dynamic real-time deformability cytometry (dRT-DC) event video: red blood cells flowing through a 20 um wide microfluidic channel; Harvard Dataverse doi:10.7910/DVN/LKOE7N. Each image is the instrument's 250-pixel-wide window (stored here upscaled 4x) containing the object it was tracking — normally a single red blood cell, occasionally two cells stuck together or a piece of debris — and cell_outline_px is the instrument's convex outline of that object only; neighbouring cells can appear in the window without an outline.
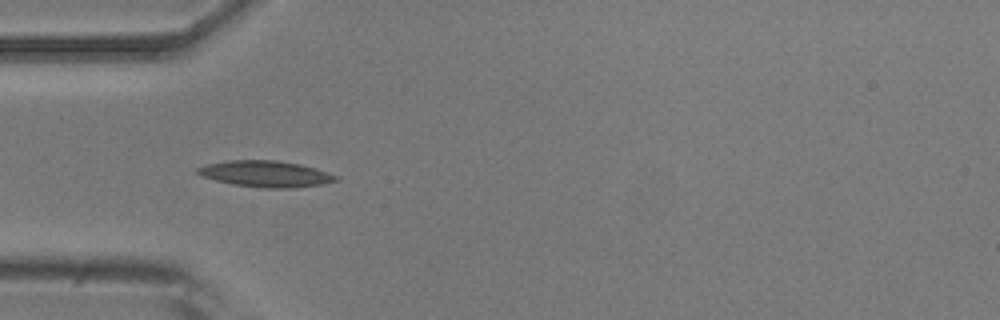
{"species": "common noctule bat (a hibernating species)", "species_latin": "Nyctalus noctula", "temperature_condition": "room temperature", "stored_images_in_passage": 4, "camera_frame_rate_fps": 3000, "um_per_image_px": 0.085, "animal": {"sex": "male", "body_mass_g": 20.5, "forearm_length_mm": 52.5}, "frame": {"image": 1, "passage_image": 3, "time_ms": 0.667, "image_size_px": [1000, 320], "cell_outline_px": [[336, 180], [320, 184], [292, 188], [260, 188], [232, 184], [216, 180], [204, 176], [196, 172], [196, 168], [208, 164], [228, 160], [276, 160], [300, 164], [336, 176]], "centroid_in_image_um": [22.51, 14.78], "position_along_channel_um": 62.5, "area_um2": 20.69}}
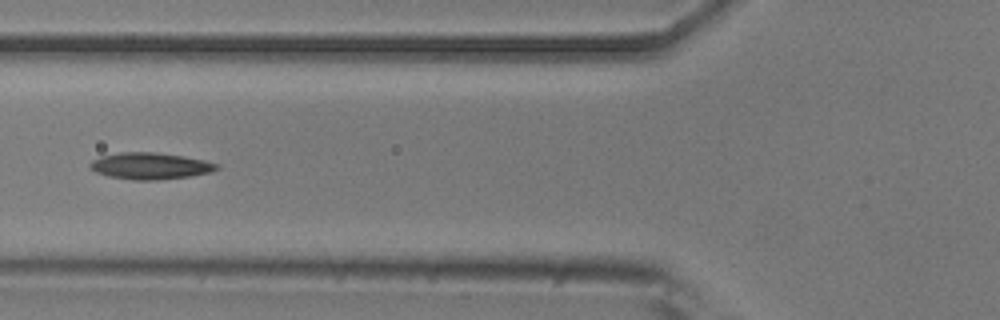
{"frame": {"image": 2, "passage_image": 4, "time_ms": 1.0, "image_size_px": [1000, 320], "cell_outline_px": [[220, 168], [212, 172], [188, 176], [156, 180], [132, 180], [108, 176], [96, 172], [88, 168], [88, 164], [92, 160], [100, 156], [120, 152], [156, 152], [204, 160], [220, 164]], "centroid_in_image_um": [12.74, 14.1], "position_along_channel_um": 113.1, "area_um2": 19.71}}